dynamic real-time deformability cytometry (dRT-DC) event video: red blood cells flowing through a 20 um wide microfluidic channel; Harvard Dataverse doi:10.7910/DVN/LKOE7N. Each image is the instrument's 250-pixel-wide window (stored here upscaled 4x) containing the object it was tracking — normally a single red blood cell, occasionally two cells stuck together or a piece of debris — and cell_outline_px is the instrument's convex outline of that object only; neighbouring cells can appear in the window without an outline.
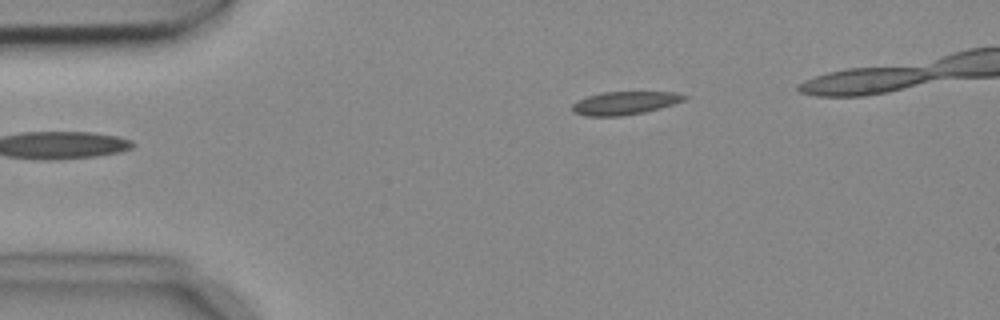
{"species": "common noctule bat (a hibernating species)", "species_latin": "Nyctalus noctula", "temperature_condition": "cold", "stored_images_in_passage": 3, "camera_frame_rate_fps": 3000, "um_per_image_px": 0.085, "animal": {"sex": "female", "body_mass_g": 18.4}, "frame": {"image": 1, "passage_image": 3, "time_ms": 0.667, "image_size_px": [1000, 320], "cell_outline_px": [[688, 96], [684, 100], [660, 108], [644, 112], [620, 116], [588, 116], [572, 112], [572, 104], [588, 96], [604, 92], [676, 92]], "centroid_in_image_um": [53.1, 8.76], "position_along_channel_um": 31.9, "area_um2": 14.91}}